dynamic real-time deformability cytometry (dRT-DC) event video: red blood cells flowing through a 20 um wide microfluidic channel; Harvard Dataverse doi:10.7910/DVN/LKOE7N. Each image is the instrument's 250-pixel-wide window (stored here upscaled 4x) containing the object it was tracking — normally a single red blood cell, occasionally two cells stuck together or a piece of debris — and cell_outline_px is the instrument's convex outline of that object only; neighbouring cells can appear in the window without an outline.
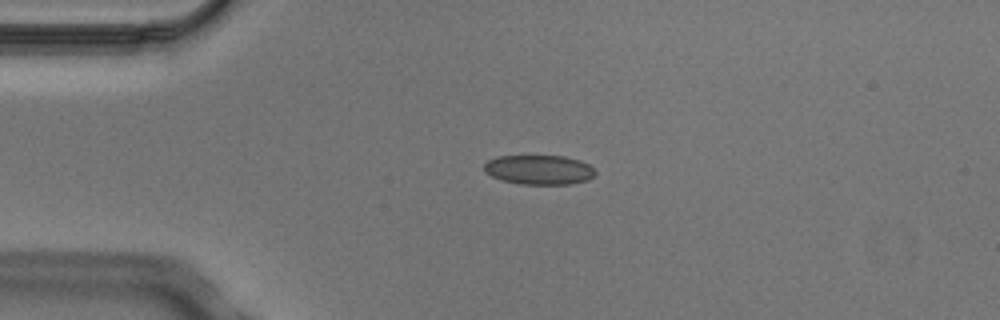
{"species": "Egyptian fruit bat (a non-hibernating species)", "species_latin": "Rousettus aegyptiacus", "temperature_condition": "cold", "stored_images_in_passage": 5, "camera_frame_rate_fps": 3000, "um_per_image_px": 0.085, "animal": {"sex": "male"}, "frame": {"image": 1, "passage_image": 4, "time_ms": 1.0, "image_size_px": [1000, 320], "cell_outline_px": [[596, 172], [588, 180], [568, 184], [520, 184], [500, 180], [484, 172], [484, 164], [488, 160], [496, 156], [564, 156], [580, 160], [588, 164]], "centroid_in_image_um": [45.79, 14.43], "position_along_channel_um": 39.2, "area_um2": 19.13}}